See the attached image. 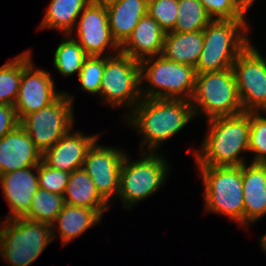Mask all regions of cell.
<instances>
[{"label":"cell","mask_w":266,"mask_h":266,"mask_svg":"<svg viewBox=\"0 0 266 266\" xmlns=\"http://www.w3.org/2000/svg\"><path fill=\"white\" fill-rule=\"evenodd\" d=\"M130 112L127 122L144 136L140 145L143 152L145 144L149 146V152H155L194 116L191 101L185 99L142 98Z\"/></svg>","instance_id":"obj_1"},{"label":"cell","mask_w":266,"mask_h":266,"mask_svg":"<svg viewBox=\"0 0 266 266\" xmlns=\"http://www.w3.org/2000/svg\"><path fill=\"white\" fill-rule=\"evenodd\" d=\"M202 149L195 152L198 166H242L239 156L249 151L250 112L210 119Z\"/></svg>","instance_id":"obj_2"},{"label":"cell","mask_w":266,"mask_h":266,"mask_svg":"<svg viewBox=\"0 0 266 266\" xmlns=\"http://www.w3.org/2000/svg\"><path fill=\"white\" fill-rule=\"evenodd\" d=\"M245 20H212L203 29V49L196 73L230 69L237 56L250 44Z\"/></svg>","instance_id":"obj_3"},{"label":"cell","mask_w":266,"mask_h":266,"mask_svg":"<svg viewBox=\"0 0 266 266\" xmlns=\"http://www.w3.org/2000/svg\"><path fill=\"white\" fill-rule=\"evenodd\" d=\"M5 220L0 225V254L11 266H29L56 235L48 223L26 218Z\"/></svg>","instance_id":"obj_4"},{"label":"cell","mask_w":266,"mask_h":266,"mask_svg":"<svg viewBox=\"0 0 266 266\" xmlns=\"http://www.w3.org/2000/svg\"><path fill=\"white\" fill-rule=\"evenodd\" d=\"M190 101L194 115L197 116L201 111L208 120L244 112L232 68L196 73L195 88Z\"/></svg>","instance_id":"obj_5"},{"label":"cell","mask_w":266,"mask_h":266,"mask_svg":"<svg viewBox=\"0 0 266 266\" xmlns=\"http://www.w3.org/2000/svg\"><path fill=\"white\" fill-rule=\"evenodd\" d=\"M157 57L155 60L156 57H150L140 62L141 86L143 80L149 82L148 89L141 91L142 98L190 101L195 88V68L162 55Z\"/></svg>","instance_id":"obj_6"},{"label":"cell","mask_w":266,"mask_h":266,"mask_svg":"<svg viewBox=\"0 0 266 266\" xmlns=\"http://www.w3.org/2000/svg\"><path fill=\"white\" fill-rule=\"evenodd\" d=\"M207 211L218 212L244 226L242 166H198Z\"/></svg>","instance_id":"obj_7"},{"label":"cell","mask_w":266,"mask_h":266,"mask_svg":"<svg viewBox=\"0 0 266 266\" xmlns=\"http://www.w3.org/2000/svg\"><path fill=\"white\" fill-rule=\"evenodd\" d=\"M142 159L129 162L125 155L120 172L119 198L123 207L131 208L138 201L154 194L165 183L168 164L155 152H142ZM148 154V155H147Z\"/></svg>","instance_id":"obj_8"},{"label":"cell","mask_w":266,"mask_h":266,"mask_svg":"<svg viewBox=\"0 0 266 266\" xmlns=\"http://www.w3.org/2000/svg\"><path fill=\"white\" fill-rule=\"evenodd\" d=\"M73 112V96L63 92L51 104L24 116L19 123L43 154L70 132Z\"/></svg>","instance_id":"obj_9"},{"label":"cell","mask_w":266,"mask_h":266,"mask_svg":"<svg viewBox=\"0 0 266 266\" xmlns=\"http://www.w3.org/2000/svg\"><path fill=\"white\" fill-rule=\"evenodd\" d=\"M105 55L106 62L99 95L101 94L106 104L114 107L128 104L134 109L142 99L140 62L118 51L114 55Z\"/></svg>","instance_id":"obj_10"},{"label":"cell","mask_w":266,"mask_h":266,"mask_svg":"<svg viewBox=\"0 0 266 266\" xmlns=\"http://www.w3.org/2000/svg\"><path fill=\"white\" fill-rule=\"evenodd\" d=\"M244 112H266V59L249 44L232 67Z\"/></svg>","instance_id":"obj_11"},{"label":"cell","mask_w":266,"mask_h":266,"mask_svg":"<svg viewBox=\"0 0 266 266\" xmlns=\"http://www.w3.org/2000/svg\"><path fill=\"white\" fill-rule=\"evenodd\" d=\"M31 61V51L22 53L21 83L14 104L19 121L51 104L61 94L56 92L50 73L41 69L35 70Z\"/></svg>","instance_id":"obj_12"},{"label":"cell","mask_w":266,"mask_h":266,"mask_svg":"<svg viewBox=\"0 0 266 266\" xmlns=\"http://www.w3.org/2000/svg\"><path fill=\"white\" fill-rule=\"evenodd\" d=\"M122 151L98 145L96 140L88 149L83 163L82 168L92 178L97 191L107 202L119 193L120 172L126 155Z\"/></svg>","instance_id":"obj_13"},{"label":"cell","mask_w":266,"mask_h":266,"mask_svg":"<svg viewBox=\"0 0 266 266\" xmlns=\"http://www.w3.org/2000/svg\"><path fill=\"white\" fill-rule=\"evenodd\" d=\"M78 20L77 39L87 56H102L107 47L120 52V46L114 40L108 23L105 4L90 2L82 11Z\"/></svg>","instance_id":"obj_14"},{"label":"cell","mask_w":266,"mask_h":266,"mask_svg":"<svg viewBox=\"0 0 266 266\" xmlns=\"http://www.w3.org/2000/svg\"><path fill=\"white\" fill-rule=\"evenodd\" d=\"M32 169H35L36 174L32 173ZM0 184L11 208L5 219L23 218L39 188L38 165L5 173L0 176Z\"/></svg>","instance_id":"obj_15"},{"label":"cell","mask_w":266,"mask_h":266,"mask_svg":"<svg viewBox=\"0 0 266 266\" xmlns=\"http://www.w3.org/2000/svg\"><path fill=\"white\" fill-rule=\"evenodd\" d=\"M41 161L42 153L20 124L0 139V176Z\"/></svg>","instance_id":"obj_16"},{"label":"cell","mask_w":266,"mask_h":266,"mask_svg":"<svg viewBox=\"0 0 266 266\" xmlns=\"http://www.w3.org/2000/svg\"><path fill=\"white\" fill-rule=\"evenodd\" d=\"M65 134L54 146L42 154V161L51 168L71 173L82 168L88 149L99 137L76 132Z\"/></svg>","instance_id":"obj_17"},{"label":"cell","mask_w":266,"mask_h":266,"mask_svg":"<svg viewBox=\"0 0 266 266\" xmlns=\"http://www.w3.org/2000/svg\"><path fill=\"white\" fill-rule=\"evenodd\" d=\"M165 35L159 24L147 13L120 47V52L139 62L147 59V56H159L163 51Z\"/></svg>","instance_id":"obj_18"},{"label":"cell","mask_w":266,"mask_h":266,"mask_svg":"<svg viewBox=\"0 0 266 266\" xmlns=\"http://www.w3.org/2000/svg\"><path fill=\"white\" fill-rule=\"evenodd\" d=\"M244 226L266 214V169L261 163L242 165Z\"/></svg>","instance_id":"obj_19"},{"label":"cell","mask_w":266,"mask_h":266,"mask_svg":"<svg viewBox=\"0 0 266 266\" xmlns=\"http://www.w3.org/2000/svg\"><path fill=\"white\" fill-rule=\"evenodd\" d=\"M105 5L111 34L121 47L147 14L148 0H113Z\"/></svg>","instance_id":"obj_20"},{"label":"cell","mask_w":266,"mask_h":266,"mask_svg":"<svg viewBox=\"0 0 266 266\" xmlns=\"http://www.w3.org/2000/svg\"><path fill=\"white\" fill-rule=\"evenodd\" d=\"M63 198L65 204L94 209L101 216L108 208V202L99 194L92 178L83 168L70 173Z\"/></svg>","instance_id":"obj_21"},{"label":"cell","mask_w":266,"mask_h":266,"mask_svg":"<svg viewBox=\"0 0 266 266\" xmlns=\"http://www.w3.org/2000/svg\"><path fill=\"white\" fill-rule=\"evenodd\" d=\"M203 49V30L166 33L162 56L166 59L196 67Z\"/></svg>","instance_id":"obj_22"},{"label":"cell","mask_w":266,"mask_h":266,"mask_svg":"<svg viewBox=\"0 0 266 266\" xmlns=\"http://www.w3.org/2000/svg\"><path fill=\"white\" fill-rule=\"evenodd\" d=\"M101 217L94 209L65 204L51 226L58 227L64 245L82 235L94 224L100 223ZM57 222L58 224H55Z\"/></svg>","instance_id":"obj_23"},{"label":"cell","mask_w":266,"mask_h":266,"mask_svg":"<svg viewBox=\"0 0 266 266\" xmlns=\"http://www.w3.org/2000/svg\"><path fill=\"white\" fill-rule=\"evenodd\" d=\"M89 3V0H52L40 28L58 29L65 35H71L74 23Z\"/></svg>","instance_id":"obj_24"},{"label":"cell","mask_w":266,"mask_h":266,"mask_svg":"<svg viewBox=\"0 0 266 266\" xmlns=\"http://www.w3.org/2000/svg\"><path fill=\"white\" fill-rule=\"evenodd\" d=\"M64 205L63 196L38 188L32 198L28 213L23 218L53 224Z\"/></svg>","instance_id":"obj_25"},{"label":"cell","mask_w":266,"mask_h":266,"mask_svg":"<svg viewBox=\"0 0 266 266\" xmlns=\"http://www.w3.org/2000/svg\"><path fill=\"white\" fill-rule=\"evenodd\" d=\"M212 20L199 0H178V16L173 31L181 33L201 31Z\"/></svg>","instance_id":"obj_26"},{"label":"cell","mask_w":266,"mask_h":266,"mask_svg":"<svg viewBox=\"0 0 266 266\" xmlns=\"http://www.w3.org/2000/svg\"><path fill=\"white\" fill-rule=\"evenodd\" d=\"M66 36L54 53V66L65 77L75 72L79 75L83 62L88 56L79 43L71 38V35H69L70 38Z\"/></svg>","instance_id":"obj_27"},{"label":"cell","mask_w":266,"mask_h":266,"mask_svg":"<svg viewBox=\"0 0 266 266\" xmlns=\"http://www.w3.org/2000/svg\"><path fill=\"white\" fill-rule=\"evenodd\" d=\"M22 54L0 67V104L14 106L21 83Z\"/></svg>","instance_id":"obj_28"},{"label":"cell","mask_w":266,"mask_h":266,"mask_svg":"<svg viewBox=\"0 0 266 266\" xmlns=\"http://www.w3.org/2000/svg\"><path fill=\"white\" fill-rule=\"evenodd\" d=\"M213 20H245L255 0H199Z\"/></svg>","instance_id":"obj_29"},{"label":"cell","mask_w":266,"mask_h":266,"mask_svg":"<svg viewBox=\"0 0 266 266\" xmlns=\"http://www.w3.org/2000/svg\"><path fill=\"white\" fill-rule=\"evenodd\" d=\"M105 62L106 56H88L84 60L78 75L82 90L92 94L99 93Z\"/></svg>","instance_id":"obj_30"},{"label":"cell","mask_w":266,"mask_h":266,"mask_svg":"<svg viewBox=\"0 0 266 266\" xmlns=\"http://www.w3.org/2000/svg\"><path fill=\"white\" fill-rule=\"evenodd\" d=\"M147 13L165 32L175 28L178 16V0H148Z\"/></svg>","instance_id":"obj_31"},{"label":"cell","mask_w":266,"mask_h":266,"mask_svg":"<svg viewBox=\"0 0 266 266\" xmlns=\"http://www.w3.org/2000/svg\"><path fill=\"white\" fill-rule=\"evenodd\" d=\"M249 152L255 154L252 163L266 159V118L259 112H250Z\"/></svg>","instance_id":"obj_32"},{"label":"cell","mask_w":266,"mask_h":266,"mask_svg":"<svg viewBox=\"0 0 266 266\" xmlns=\"http://www.w3.org/2000/svg\"><path fill=\"white\" fill-rule=\"evenodd\" d=\"M70 173L54 169L41 161L38 165L39 188L64 196Z\"/></svg>","instance_id":"obj_33"},{"label":"cell","mask_w":266,"mask_h":266,"mask_svg":"<svg viewBox=\"0 0 266 266\" xmlns=\"http://www.w3.org/2000/svg\"><path fill=\"white\" fill-rule=\"evenodd\" d=\"M19 124L14 106L0 104V139L13 131Z\"/></svg>","instance_id":"obj_34"},{"label":"cell","mask_w":266,"mask_h":266,"mask_svg":"<svg viewBox=\"0 0 266 266\" xmlns=\"http://www.w3.org/2000/svg\"><path fill=\"white\" fill-rule=\"evenodd\" d=\"M260 241L262 249L266 252V234L260 238Z\"/></svg>","instance_id":"obj_35"},{"label":"cell","mask_w":266,"mask_h":266,"mask_svg":"<svg viewBox=\"0 0 266 266\" xmlns=\"http://www.w3.org/2000/svg\"><path fill=\"white\" fill-rule=\"evenodd\" d=\"M89 1L92 3L107 4L108 2L113 1V0H89Z\"/></svg>","instance_id":"obj_36"},{"label":"cell","mask_w":266,"mask_h":266,"mask_svg":"<svg viewBox=\"0 0 266 266\" xmlns=\"http://www.w3.org/2000/svg\"><path fill=\"white\" fill-rule=\"evenodd\" d=\"M261 165L266 169V159L261 162Z\"/></svg>","instance_id":"obj_37"}]
</instances>
